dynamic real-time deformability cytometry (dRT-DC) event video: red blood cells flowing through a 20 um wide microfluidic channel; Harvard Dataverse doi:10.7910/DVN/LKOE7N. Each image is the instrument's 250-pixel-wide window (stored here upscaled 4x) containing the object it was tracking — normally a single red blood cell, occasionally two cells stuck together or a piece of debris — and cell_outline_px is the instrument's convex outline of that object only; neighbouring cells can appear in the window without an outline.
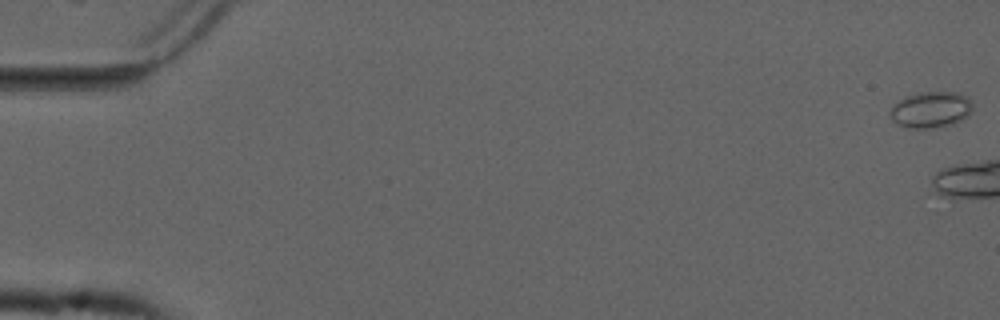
{"species": "common noctule bat (a hibernating species)", "species_latin": "Nyctalus noctula", "temperature_condition": "cold", "stored_images_in_passage": 6, "camera_frame_rate_fps": 3000, "um_per_image_px": 0.085, "animal": {"sex": "male", "forearm_length_mm": 52.5}, "frame": {"image": 1, "passage_image": 1, "time_ms": 0.0, "image_size_px": [1000, 320], "cell_outline_px": [[972, 112], [968, 116], [952, 124], [932, 128], [904, 128], [892, 120], [888, 112], [900, 100], [916, 92], [960, 92], [968, 96], [972, 100]], "centroid_in_image_um": [79.15, 9.32], "position_along_channel_um": 5.8, "area_um2": 17.57}}